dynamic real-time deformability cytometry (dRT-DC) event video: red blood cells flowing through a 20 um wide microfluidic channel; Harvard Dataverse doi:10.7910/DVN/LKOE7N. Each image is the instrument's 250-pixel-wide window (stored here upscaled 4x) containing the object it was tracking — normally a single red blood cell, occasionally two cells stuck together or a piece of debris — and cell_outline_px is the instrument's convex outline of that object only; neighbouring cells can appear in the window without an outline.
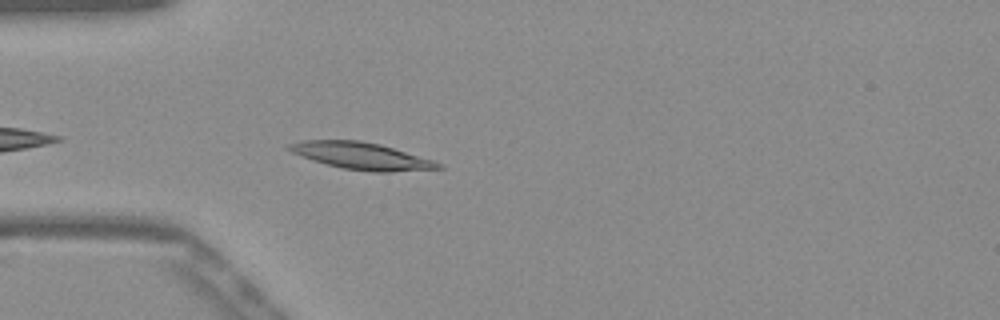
{"species": "Egyptian fruit bat (a non-hibernating species)", "species_latin": "Rousettus aegyptiacus", "temperature_condition": "warm", "stored_images_in_passage": 8, "camera_frame_rate_fps": 3000, "um_per_image_px": 0.085, "frame": {"image": 1, "passage_image": 3, "time_ms": 0.667, "image_size_px": [1000, 320], "cell_outline_px": [[444, 168], [392, 172], [372, 172], [340, 168], [312, 160], [300, 156], [284, 148], [288, 144], [300, 140], [360, 140], [380, 144], [432, 160], [444, 164]], "centroid_in_image_um": [30.68, 13.25], "position_along_channel_um": 54.3, "area_um2": 23.58}}
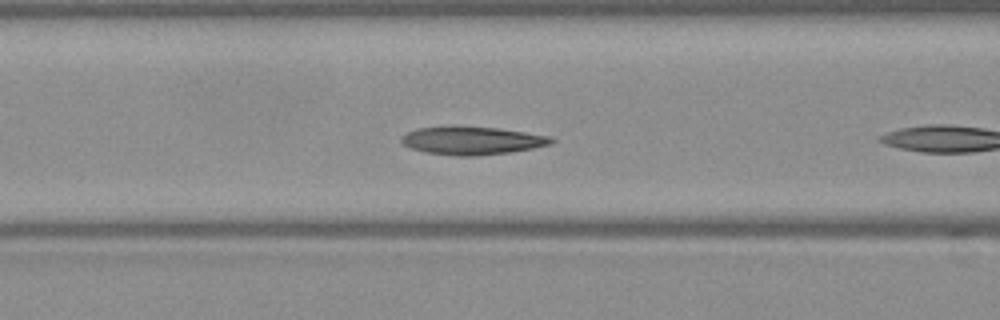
{"frame": {"image": 2, "passage_image": 6, "time_ms": 1.667, "image_size_px": [1000, 320], "cell_outline_px": [[556, 140], [552, 144], [512, 152], [476, 156], [456, 156], [424, 152], [412, 148], [404, 144], [400, 140], [400, 136], [416, 128], [496, 128], [552, 136]], "centroid_in_image_um": [40.17, 11.98], "position_along_channel_um": 126.4, "area_um2": 23.99}}